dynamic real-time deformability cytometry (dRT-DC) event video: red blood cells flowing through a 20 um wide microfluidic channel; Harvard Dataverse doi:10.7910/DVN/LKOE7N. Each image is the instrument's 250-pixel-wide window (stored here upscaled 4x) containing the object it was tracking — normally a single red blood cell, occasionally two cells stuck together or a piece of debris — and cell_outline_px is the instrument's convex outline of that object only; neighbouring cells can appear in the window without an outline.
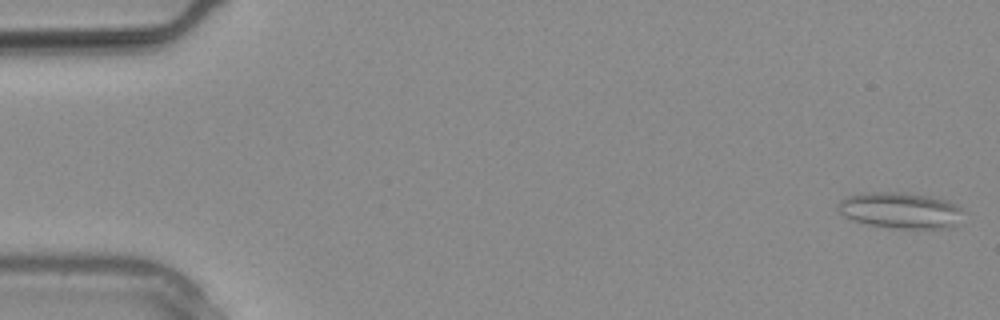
{"species": "common noctule bat (a hibernating species)", "species_latin": "Nyctalus noctula", "temperature_condition": "warm", "stored_images_in_passage": 29, "camera_frame_rate_fps": 3000, "um_per_image_px": 0.085, "animal": {"sex": "male", "body_mass_g": 20.4}, "frame": {"image": 1, "passage_image": 1, "time_ms": 0.0, "image_size_px": [1000, 320], "cell_outline_px": [[960, 208], [956, 224], [952, 228], [892, 228], [868, 224], [852, 220], [844, 216], [836, 208], [836, 204], [840, 200], [848, 196], [860, 192], [900, 192], [928, 196], [948, 200], [956, 204]], "centroid_in_image_um": [76.45, 17.87], "position_along_channel_um": 8.5, "area_um2": 26.24}}